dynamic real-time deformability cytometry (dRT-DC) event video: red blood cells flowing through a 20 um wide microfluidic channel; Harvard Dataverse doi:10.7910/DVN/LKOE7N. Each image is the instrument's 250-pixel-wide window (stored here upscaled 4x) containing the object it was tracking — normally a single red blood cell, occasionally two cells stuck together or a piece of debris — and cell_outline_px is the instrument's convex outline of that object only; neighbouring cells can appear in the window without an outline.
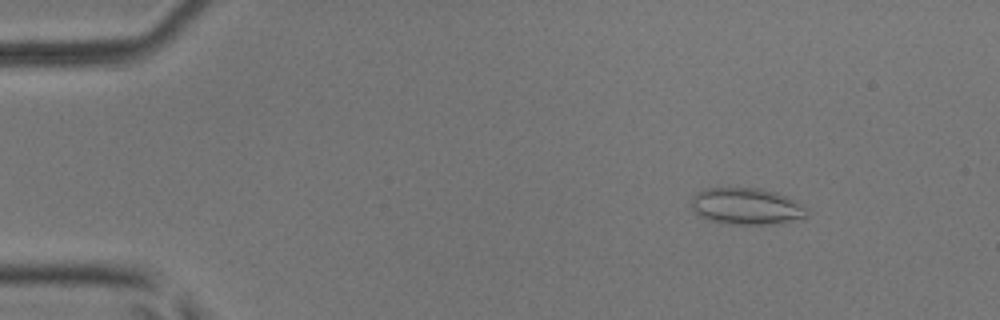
{"species": "common noctule bat (a hibernating species)", "species_latin": "Nyctalus noctula", "temperature_condition": "room temperature", "stored_images_in_passage": 5, "camera_frame_rate_fps": 3000, "um_per_image_px": 0.085, "animal": {"sex": "male", "body_mass_g": 17.9, "forearm_length_mm": 54.2}, "frame": {"image": 1, "passage_image": 2, "time_ms": 0.333, "image_size_px": [1000, 320], "cell_outline_px": [[808, 216], [804, 220], [776, 224], [732, 224], [708, 220], [700, 216], [692, 208], [692, 196], [696, 192], [708, 188], [764, 188], [788, 196], [796, 200], [808, 208]], "centroid_in_image_um": [63.54, 17.54], "position_along_channel_um": 21.5, "area_um2": 25.2}}